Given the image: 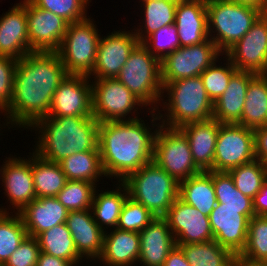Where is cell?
<instances>
[{"label":"cell","instance_id":"obj_1","mask_svg":"<svg viewBox=\"0 0 267 266\" xmlns=\"http://www.w3.org/2000/svg\"><path fill=\"white\" fill-rule=\"evenodd\" d=\"M67 75L57 52L33 51L19 59L4 126L30 129L38 119L47 116L53 94Z\"/></svg>","mask_w":267,"mask_h":266},{"label":"cell","instance_id":"obj_2","mask_svg":"<svg viewBox=\"0 0 267 266\" xmlns=\"http://www.w3.org/2000/svg\"><path fill=\"white\" fill-rule=\"evenodd\" d=\"M155 112L157 110L150 111L151 125L157 126L154 132L142 118L100 123L98 147L107 178L123 181L130 173L153 161L154 138L160 125L155 122L160 121Z\"/></svg>","mask_w":267,"mask_h":266},{"label":"cell","instance_id":"obj_3","mask_svg":"<svg viewBox=\"0 0 267 266\" xmlns=\"http://www.w3.org/2000/svg\"><path fill=\"white\" fill-rule=\"evenodd\" d=\"M99 126L94 116L42 117L31 126L41 133L34 153L59 163L75 153L93 151L98 148Z\"/></svg>","mask_w":267,"mask_h":266},{"label":"cell","instance_id":"obj_4","mask_svg":"<svg viewBox=\"0 0 267 266\" xmlns=\"http://www.w3.org/2000/svg\"><path fill=\"white\" fill-rule=\"evenodd\" d=\"M162 84L163 93L165 91L169 95L166 100L168 103H162L167 113L163 115L160 111L157 112L162 126L180 128L187 123L212 119L213 102L208 97L200 76Z\"/></svg>","mask_w":267,"mask_h":266},{"label":"cell","instance_id":"obj_5","mask_svg":"<svg viewBox=\"0 0 267 266\" xmlns=\"http://www.w3.org/2000/svg\"><path fill=\"white\" fill-rule=\"evenodd\" d=\"M122 182L129 197L142 204L155 217H163L179 197V182L154 161L130 173Z\"/></svg>","mask_w":267,"mask_h":266},{"label":"cell","instance_id":"obj_6","mask_svg":"<svg viewBox=\"0 0 267 266\" xmlns=\"http://www.w3.org/2000/svg\"><path fill=\"white\" fill-rule=\"evenodd\" d=\"M262 14L257 8L230 0H207L209 39L224 54L250 30Z\"/></svg>","mask_w":267,"mask_h":266},{"label":"cell","instance_id":"obj_7","mask_svg":"<svg viewBox=\"0 0 267 266\" xmlns=\"http://www.w3.org/2000/svg\"><path fill=\"white\" fill-rule=\"evenodd\" d=\"M116 79L125 85L145 107L155 104L148 110L159 111L158 105L161 106L160 101H163L161 97L164 96L162 95L161 61L142 43L132 50Z\"/></svg>","mask_w":267,"mask_h":266},{"label":"cell","instance_id":"obj_8","mask_svg":"<svg viewBox=\"0 0 267 266\" xmlns=\"http://www.w3.org/2000/svg\"><path fill=\"white\" fill-rule=\"evenodd\" d=\"M93 22L95 21L88 17L68 25L61 45L56 51L68 74L89 76L93 71L101 37Z\"/></svg>","mask_w":267,"mask_h":266},{"label":"cell","instance_id":"obj_9","mask_svg":"<svg viewBox=\"0 0 267 266\" xmlns=\"http://www.w3.org/2000/svg\"><path fill=\"white\" fill-rule=\"evenodd\" d=\"M153 161L179 183L202 172L193 160L187 137L179 128L159 125Z\"/></svg>","mask_w":267,"mask_h":266},{"label":"cell","instance_id":"obj_10","mask_svg":"<svg viewBox=\"0 0 267 266\" xmlns=\"http://www.w3.org/2000/svg\"><path fill=\"white\" fill-rule=\"evenodd\" d=\"M92 111L99 123L137 119L126 116L145 105L116 78H98L92 80ZM137 108H136V107ZM134 110V111H133ZM132 111V112H131Z\"/></svg>","mask_w":267,"mask_h":266},{"label":"cell","instance_id":"obj_11","mask_svg":"<svg viewBox=\"0 0 267 266\" xmlns=\"http://www.w3.org/2000/svg\"><path fill=\"white\" fill-rule=\"evenodd\" d=\"M221 55L223 54L211 39L200 44L179 47L161 61V81L173 82L200 76Z\"/></svg>","mask_w":267,"mask_h":266},{"label":"cell","instance_id":"obj_12","mask_svg":"<svg viewBox=\"0 0 267 266\" xmlns=\"http://www.w3.org/2000/svg\"><path fill=\"white\" fill-rule=\"evenodd\" d=\"M255 159L253 129L239 124L219 123L214 152V171L228 172Z\"/></svg>","mask_w":267,"mask_h":266},{"label":"cell","instance_id":"obj_13","mask_svg":"<svg viewBox=\"0 0 267 266\" xmlns=\"http://www.w3.org/2000/svg\"><path fill=\"white\" fill-rule=\"evenodd\" d=\"M224 55L237 70L267 74V13H263Z\"/></svg>","mask_w":267,"mask_h":266},{"label":"cell","instance_id":"obj_14","mask_svg":"<svg viewBox=\"0 0 267 266\" xmlns=\"http://www.w3.org/2000/svg\"><path fill=\"white\" fill-rule=\"evenodd\" d=\"M174 235L176 245L204 243L214 240L209 216L186 204L179 197L163 216Z\"/></svg>","mask_w":267,"mask_h":266},{"label":"cell","instance_id":"obj_15","mask_svg":"<svg viewBox=\"0 0 267 266\" xmlns=\"http://www.w3.org/2000/svg\"><path fill=\"white\" fill-rule=\"evenodd\" d=\"M88 76L68 74L53 94L47 116L91 117L92 84Z\"/></svg>","mask_w":267,"mask_h":266},{"label":"cell","instance_id":"obj_16","mask_svg":"<svg viewBox=\"0 0 267 266\" xmlns=\"http://www.w3.org/2000/svg\"><path fill=\"white\" fill-rule=\"evenodd\" d=\"M30 51L56 52L65 36L69 22L48 10L26 1Z\"/></svg>","mask_w":267,"mask_h":266},{"label":"cell","instance_id":"obj_17","mask_svg":"<svg viewBox=\"0 0 267 266\" xmlns=\"http://www.w3.org/2000/svg\"><path fill=\"white\" fill-rule=\"evenodd\" d=\"M139 44L135 33L130 31H114L111 35L100 37L97 46L96 61L92 73L94 80L116 78L132 50Z\"/></svg>","mask_w":267,"mask_h":266},{"label":"cell","instance_id":"obj_18","mask_svg":"<svg viewBox=\"0 0 267 266\" xmlns=\"http://www.w3.org/2000/svg\"><path fill=\"white\" fill-rule=\"evenodd\" d=\"M209 221L214 240L235 256L240 255L247 243L249 222L243 208L221 207V203H217Z\"/></svg>","mask_w":267,"mask_h":266},{"label":"cell","instance_id":"obj_19","mask_svg":"<svg viewBox=\"0 0 267 266\" xmlns=\"http://www.w3.org/2000/svg\"><path fill=\"white\" fill-rule=\"evenodd\" d=\"M2 165L1 178L2 186L5 188V195L13 208L20 213L29 203L35 200L31 156L26 158H7Z\"/></svg>","mask_w":267,"mask_h":266},{"label":"cell","instance_id":"obj_20","mask_svg":"<svg viewBox=\"0 0 267 266\" xmlns=\"http://www.w3.org/2000/svg\"><path fill=\"white\" fill-rule=\"evenodd\" d=\"M30 52L25 1L16 3L0 18V56L19 60Z\"/></svg>","mask_w":267,"mask_h":266},{"label":"cell","instance_id":"obj_21","mask_svg":"<svg viewBox=\"0 0 267 266\" xmlns=\"http://www.w3.org/2000/svg\"><path fill=\"white\" fill-rule=\"evenodd\" d=\"M180 47L200 44L209 39L207 0H178L175 23Z\"/></svg>","mask_w":267,"mask_h":266},{"label":"cell","instance_id":"obj_22","mask_svg":"<svg viewBox=\"0 0 267 266\" xmlns=\"http://www.w3.org/2000/svg\"><path fill=\"white\" fill-rule=\"evenodd\" d=\"M138 262L141 266H163L169 253L176 246L167 221L163 217L153 219L140 233Z\"/></svg>","mask_w":267,"mask_h":266},{"label":"cell","instance_id":"obj_23","mask_svg":"<svg viewBox=\"0 0 267 266\" xmlns=\"http://www.w3.org/2000/svg\"><path fill=\"white\" fill-rule=\"evenodd\" d=\"M91 212V213H90ZM66 225L71 232L78 255L96 260L103 249L105 231L94 221L91 209L69 211Z\"/></svg>","mask_w":267,"mask_h":266},{"label":"cell","instance_id":"obj_24","mask_svg":"<svg viewBox=\"0 0 267 266\" xmlns=\"http://www.w3.org/2000/svg\"><path fill=\"white\" fill-rule=\"evenodd\" d=\"M187 137L193 160L201 171H214V152L219 122L209 119L187 123L179 128Z\"/></svg>","mask_w":267,"mask_h":266},{"label":"cell","instance_id":"obj_25","mask_svg":"<svg viewBox=\"0 0 267 266\" xmlns=\"http://www.w3.org/2000/svg\"><path fill=\"white\" fill-rule=\"evenodd\" d=\"M257 74L238 70L232 77L225 92L213 103V119L222 124H238L241 121L249 82Z\"/></svg>","mask_w":267,"mask_h":266},{"label":"cell","instance_id":"obj_26","mask_svg":"<svg viewBox=\"0 0 267 266\" xmlns=\"http://www.w3.org/2000/svg\"><path fill=\"white\" fill-rule=\"evenodd\" d=\"M68 213L56 197H41L29 203L19 214L28 236L36 238L40 233L66 223Z\"/></svg>","mask_w":267,"mask_h":266},{"label":"cell","instance_id":"obj_27","mask_svg":"<svg viewBox=\"0 0 267 266\" xmlns=\"http://www.w3.org/2000/svg\"><path fill=\"white\" fill-rule=\"evenodd\" d=\"M104 233L103 249L97 260L109 266H132L138 263L140 237L138 232L110 229ZM113 230V231H112Z\"/></svg>","mask_w":267,"mask_h":266},{"label":"cell","instance_id":"obj_28","mask_svg":"<svg viewBox=\"0 0 267 266\" xmlns=\"http://www.w3.org/2000/svg\"><path fill=\"white\" fill-rule=\"evenodd\" d=\"M179 198L209 216L217 204L212 171H202L179 183Z\"/></svg>","mask_w":267,"mask_h":266},{"label":"cell","instance_id":"obj_29","mask_svg":"<svg viewBox=\"0 0 267 266\" xmlns=\"http://www.w3.org/2000/svg\"><path fill=\"white\" fill-rule=\"evenodd\" d=\"M238 124L251 129L267 125V74H257L249 82Z\"/></svg>","mask_w":267,"mask_h":266},{"label":"cell","instance_id":"obj_30","mask_svg":"<svg viewBox=\"0 0 267 266\" xmlns=\"http://www.w3.org/2000/svg\"><path fill=\"white\" fill-rule=\"evenodd\" d=\"M118 182L120 184H117L118 187L115 190H107L99 194L95 190L94 193L91 211L93 212L94 221L103 231H106L107 226H110V229L111 227L113 229L117 227L122 207L129 197L125 184L122 181Z\"/></svg>","mask_w":267,"mask_h":266},{"label":"cell","instance_id":"obj_31","mask_svg":"<svg viewBox=\"0 0 267 266\" xmlns=\"http://www.w3.org/2000/svg\"><path fill=\"white\" fill-rule=\"evenodd\" d=\"M31 155V170L36 197H56L68 181L59 163L42 159L34 152Z\"/></svg>","mask_w":267,"mask_h":266},{"label":"cell","instance_id":"obj_32","mask_svg":"<svg viewBox=\"0 0 267 266\" xmlns=\"http://www.w3.org/2000/svg\"><path fill=\"white\" fill-rule=\"evenodd\" d=\"M36 239L41 252L70 261L74 266H77L82 260L77 253L66 223H61L40 233Z\"/></svg>","mask_w":267,"mask_h":266},{"label":"cell","instance_id":"obj_33","mask_svg":"<svg viewBox=\"0 0 267 266\" xmlns=\"http://www.w3.org/2000/svg\"><path fill=\"white\" fill-rule=\"evenodd\" d=\"M67 180H82L96 184L105 176L99 147L93 151L75 153L59 162ZM97 181V182H96Z\"/></svg>","mask_w":267,"mask_h":266},{"label":"cell","instance_id":"obj_34","mask_svg":"<svg viewBox=\"0 0 267 266\" xmlns=\"http://www.w3.org/2000/svg\"><path fill=\"white\" fill-rule=\"evenodd\" d=\"M177 3L178 0L142 1L144 27L133 30L139 43H142L149 35L160 28L175 23Z\"/></svg>","mask_w":267,"mask_h":266},{"label":"cell","instance_id":"obj_35","mask_svg":"<svg viewBox=\"0 0 267 266\" xmlns=\"http://www.w3.org/2000/svg\"><path fill=\"white\" fill-rule=\"evenodd\" d=\"M179 246L190 266H234L235 255L215 240Z\"/></svg>","mask_w":267,"mask_h":266},{"label":"cell","instance_id":"obj_36","mask_svg":"<svg viewBox=\"0 0 267 266\" xmlns=\"http://www.w3.org/2000/svg\"><path fill=\"white\" fill-rule=\"evenodd\" d=\"M212 181L217 203H221V207L243 208V215L248 220L255 215L253 200L235 187L228 172L212 171Z\"/></svg>","mask_w":267,"mask_h":266},{"label":"cell","instance_id":"obj_37","mask_svg":"<svg viewBox=\"0 0 267 266\" xmlns=\"http://www.w3.org/2000/svg\"><path fill=\"white\" fill-rule=\"evenodd\" d=\"M15 216L0 209V263L5 264L11 254L19 247L28 236L24 222L19 213L13 211ZM10 214V215H9Z\"/></svg>","mask_w":267,"mask_h":266},{"label":"cell","instance_id":"obj_38","mask_svg":"<svg viewBox=\"0 0 267 266\" xmlns=\"http://www.w3.org/2000/svg\"><path fill=\"white\" fill-rule=\"evenodd\" d=\"M235 187L251 199L267 181V165L255 159L228 171Z\"/></svg>","mask_w":267,"mask_h":266},{"label":"cell","instance_id":"obj_39","mask_svg":"<svg viewBox=\"0 0 267 266\" xmlns=\"http://www.w3.org/2000/svg\"><path fill=\"white\" fill-rule=\"evenodd\" d=\"M97 184L82 180H68L56 198L68 211L91 209Z\"/></svg>","mask_w":267,"mask_h":266},{"label":"cell","instance_id":"obj_40","mask_svg":"<svg viewBox=\"0 0 267 266\" xmlns=\"http://www.w3.org/2000/svg\"><path fill=\"white\" fill-rule=\"evenodd\" d=\"M235 258L267 261V216L254 215L249 220L246 246Z\"/></svg>","mask_w":267,"mask_h":266},{"label":"cell","instance_id":"obj_41","mask_svg":"<svg viewBox=\"0 0 267 266\" xmlns=\"http://www.w3.org/2000/svg\"><path fill=\"white\" fill-rule=\"evenodd\" d=\"M226 59V66L216 65V60L200 74L206 93L213 103L225 92L231 77L238 71L232 62Z\"/></svg>","mask_w":267,"mask_h":266},{"label":"cell","instance_id":"obj_42","mask_svg":"<svg viewBox=\"0 0 267 266\" xmlns=\"http://www.w3.org/2000/svg\"><path fill=\"white\" fill-rule=\"evenodd\" d=\"M27 0L21 1L25 2ZM36 7L63 17L69 23L87 19V4L91 0H30ZM86 11V12H85Z\"/></svg>","mask_w":267,"mask_h":266},{"label":"cell","instance_id":"obj_43","mask_svg":"<svg viewBox=\"0 0 267 266\" xmlns=\"http://www.w3.org/2000/svg\"><path fill=\"white\" fill-rule=\"evenodd\" d=\"M142 44L160 61L180 47L175 24L167 25L149 35Z\"/></svg>","mask_w":267,"mask_h":266},{"label":"cell","instance_id":"obj_44","mask_svg":"<svg viewBox=\"0 0 267 266\" xmlns=\"http://www.w3.org/2000/svg\"><path fill=\"white\" fill-rule=\"evenodd\" d=\"M155 218L142 204L128 197L122 207L116 228L140 233Z\"/></svg>","mask_w":267,"mask_h":266},{"label":"cell","instance_id":"obj_45","mask_svg":"<svg viewBox=\"0 0 267 266\" xmlns=\"http://www.w3.org/2000/svg\"><path fill=\"white\" fill-rule=\"evenodd\" d=\"M16 59L0 56V111L5 112L13 95Z\"/></svg>","mask_w":267,"mask_h":266},{"label":"cell","instance_id":"obj_46","mask_svg":"<svg viewBox=\"0 0 267 266\" xmlns=\"http://www.w3.org/2000/svg\"><path fill=\"white\" fill-rule=\"evenodd\" d=\"M40 252L37 239L27 236L11 254L4 266H36Z\"/></svg>","mask_w":267,"mask_h":266},{"label":"cell","instance_id":"obj_47","mask_svg":"<svg viewBox=\"0 0 267 266\" xmlns=\"http://www.w3.org/2000/svg\"><path fill=\"white\" fill-rule=\"evenodd\" d=\"M255 157L267 165V125L253 129Z\"/></svg>","mask_w":267,"mask_h":266},{"label":"cell","instance_id":"obj_48","mask_svg":"<svg viewBox=\"0 0 267 266\" xmlns=\"http://www.w3.org/2000/svg\"><path fill=\"white\" fill-rule=\"evenodd\" d=\"M253 210L256 216H267V181L260 191L254 196Z\"/></svg>","mask_w":267,"mask_h":266},{"label":"cell","instance_id":"obj_49","mask_svg":"<svg viewBox=\"0 0 267 266\" xmlns=\"http://www.w3.org/2000/svg\"><path fill=\"white\" fill-rule=\"evenodd\" d=\"M163 266H190L186 256L179 246H175L167 256Z\"/></svg>","mask_w":267,"mask_h":266},{"label":"cell","instance_id":"obj_50","mask_svg":"<svg viewBox=\"0 0 267 266\" xmlns=\"http://www.w3.org/2000/svg\"><path fill=\"white\" fill-rule=\"evenodd\" d=\"M36 266H74L70 261L40 252Z\"/></svg>","mask_w":267,"mask_h":266},{"label":"cell","instance_id":"obj_51","mask_svg":"<svg viewBox=\"0 0 267 266\" xmlns=\"http://www.w3.org/2000/svg\"><path fill=\"white\" fill-rule=\"evenodd\" d=\"M242 5H248L258 10H261L263 13H267V0H230Z\"/></svg>","mask_w":267,"mask_h":266},{"label":"cell","instance_id":"obj_52","mask_svg":"<svg viewBox=\"0 0 267 266\" xmlns=\"http://www.w3.org/2000/svg\"><path fill=\"white\" fill-rule=\"evenodd\" d=\"M234 266H267V261H255L248 258H235Z\"/></svg>","mask_w":267,"mask_h":266}]
</instances>
